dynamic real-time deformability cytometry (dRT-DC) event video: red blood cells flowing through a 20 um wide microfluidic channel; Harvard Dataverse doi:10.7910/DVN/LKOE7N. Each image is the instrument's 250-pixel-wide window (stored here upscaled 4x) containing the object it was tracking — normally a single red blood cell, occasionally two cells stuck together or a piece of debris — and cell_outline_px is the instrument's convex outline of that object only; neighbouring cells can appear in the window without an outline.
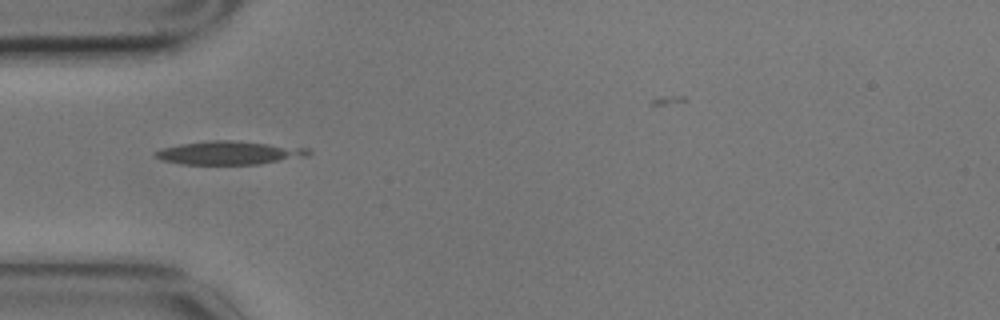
{"species": "common noctule bat (a hibernating species)", "species_latin": "Nyctalus noctula", "temperature_condition": "cold", "stored_images_in_passage": 2, "camera_frame_rate_fps": 3000, "um_per_image_px": 0.085, "animal": {"sex": "male", "body_mass_g": 17.9}, "frame": {"image": 1, "passage_image": 1, "time_ms": 0.0, "image_size_px": [1000, 320], "cell_outline_px": [[312, 152], [304, 156], [260, 164], [180, 164], [164, 160], [156, 156], [156, 152], [160, 148], [180, 144], [212, 140], [232, 140], [312, 148]], "centroid_in_image_um": [19.51, 12.98], "position_along_channel_um": 65.5, "area_um2": 20.69}}